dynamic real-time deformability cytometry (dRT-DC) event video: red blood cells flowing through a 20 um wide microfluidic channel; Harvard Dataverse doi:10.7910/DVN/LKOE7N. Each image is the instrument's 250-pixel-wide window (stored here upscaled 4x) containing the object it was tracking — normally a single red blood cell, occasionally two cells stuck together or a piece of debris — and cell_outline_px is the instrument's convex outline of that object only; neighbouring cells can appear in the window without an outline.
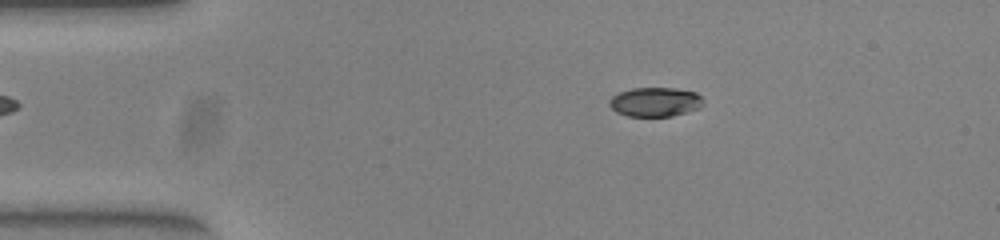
{"species": "common noctule bat (a hibernating species)", "species_latin": "Nyctalus noctula", "temperature_condition": "warm", "stored_images_in_passage": 51, "camera_frame_rate_fps": 3000, "um_per_image_px": 0.085, "animal": {"sex": "female", "body_mass_g": 23.0, "forearm_length_mm": 53.4}, "frame": {"image": 1, "passage_image": 9, "time_ms": 2.667, "image_size_px": [1000, 240], "cell_outline_px": [[704, 104], [700, 108], [672, 116], [628, 116], [616, 112], [608, 104], [608, 100], [612, 96], [620, 92], [632, 88], [676, 88], [696, 92], [704, 100]], "centroid_in_image_um": [55.7, 8.66], "position_along_channel_um": 29.3, "area_um2": 16.13}}
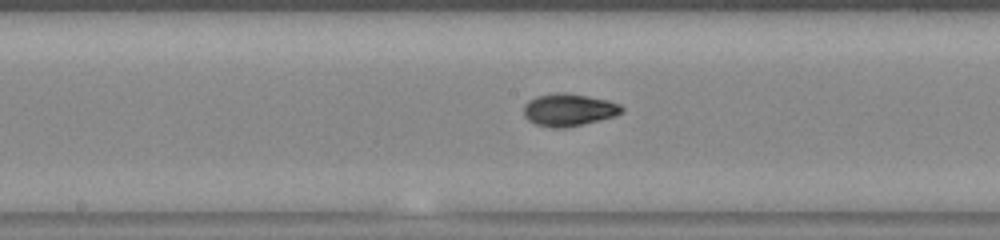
{"frame": {"image": 2, "passage_image": 26, "time_ms": 8.333, "image_size_px": [1000, 240], "cell_outline_px": [[624, 112], [616, 116], [564, 128], [552, 128], [536, 124], [528, 120], [524, 116], [524, 104], [528, 100], [536, 96], [556, 92], [564, 92], [588, 96], [608, 100], [620, 104], [624, 108]], "centroid_in_image_um": [48.35, 9.33], "position_along_channel_um": 199.9, "area_um2": 18.67}}
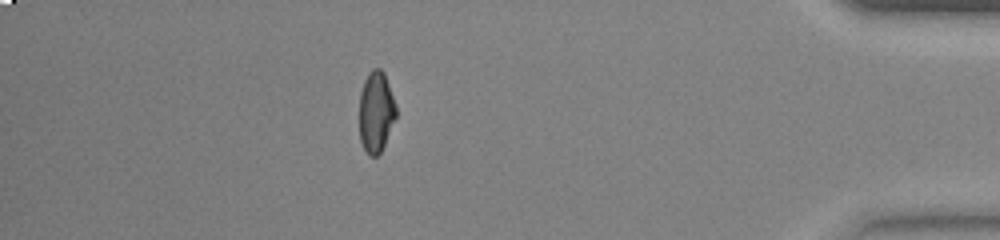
{"frame": {"image": 3, "passage_image": 45, "time_ms": 14.667, "image_size_px": [1000, 240], "cell_outline_px": [[396, 116], [384, 144], [380, 152], [376, 156], [368, 156], [360, 140], [360, 92], [364, 80], [368, 72], [372, 68], [380, 68], [384, 72], [396, 104]], "centroid_in_image_um": [31.96, 9.47], "position_along_channel_um": 403.2, "area_um2": 17.28}, "authors_computed_cell_mechanics": {"area_um2": 17.629, "velocity_mm_per_s": 3.9689, "shape_relaxation_time_tau1_ms": 6.2229, "shape_relaxation_time_tau2_ms": 1.0228, "deformation_change_tau1": 0.2079, "deformation_change_tau2": 0.0438}}